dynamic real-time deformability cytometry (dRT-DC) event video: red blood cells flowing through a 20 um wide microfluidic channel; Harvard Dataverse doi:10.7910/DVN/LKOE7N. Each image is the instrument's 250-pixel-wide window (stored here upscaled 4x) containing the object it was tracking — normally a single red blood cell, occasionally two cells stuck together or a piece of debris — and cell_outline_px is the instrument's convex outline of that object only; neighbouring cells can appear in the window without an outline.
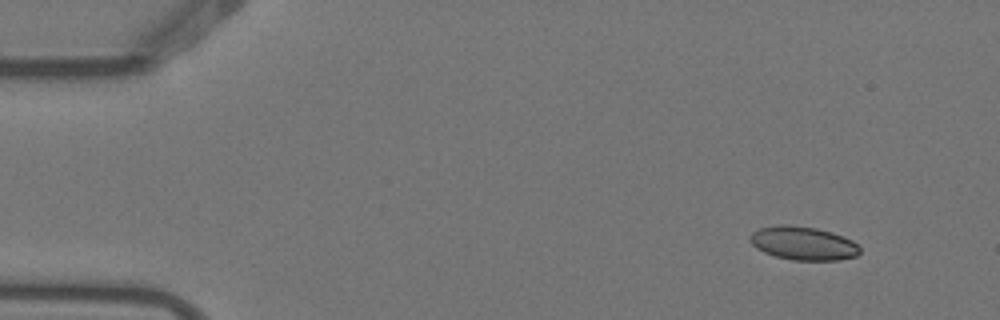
{"species": "Egyptian fruit bat (a non-hibernating species)", "species_latin": "Rousettus aegyptiacus", "temperature_condition": "warm", "stored_images_in_passage": 4, "camera_frame_rate_fps": 3000, "um_per_image_px": 0.085, "animal": {"sex": "female"}, "frame": {"image": 1, "passage_image": 1, "time_ms": 0.0, "image_size_px": [1000, 320], "cell_outline_px": [[860, 252], [856, 256], [836, 260], [792, 260], [776, 256], [764, 252], [756, 248], [748, 240], [748, 236], [752, 232], [760, 228], [776, 224], [788, 224], [816, 228], [832, 232], [844, 236], [852, 240], [860, 248]], "centroid_in_image_um": [68.24, 20.66], "position_along_channel_um": 16.8, "area_um2": 21.62}}
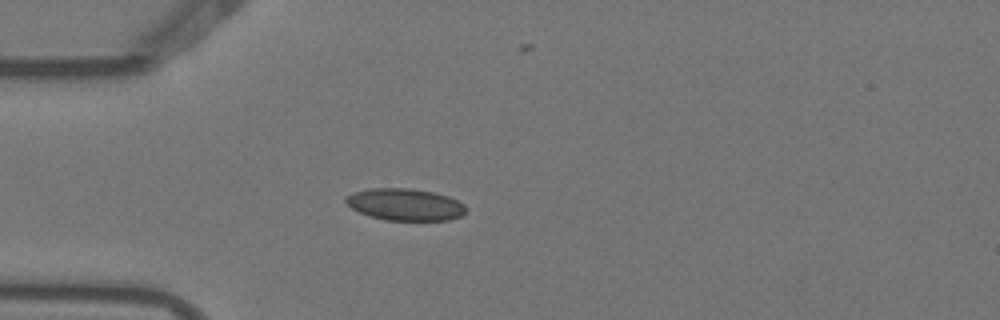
{"frame": {"image": 2, "passage_image": 4, "time_ms": 1.0, "image_size_px": [1000, 320], "cell_outline_px": [[464, 212], [460, 216], [448, 220], [384, 220], [368, 216], [352, 208], [344, 200], [348, 196], [356, 192], [368, 188], [408, 188], [432, 192], [448, 196], [464, 204]], "centroid_in_image_um": [34.41, 17.38], "position_along_channel_um": 50.6, "area_um2": 22.08}}